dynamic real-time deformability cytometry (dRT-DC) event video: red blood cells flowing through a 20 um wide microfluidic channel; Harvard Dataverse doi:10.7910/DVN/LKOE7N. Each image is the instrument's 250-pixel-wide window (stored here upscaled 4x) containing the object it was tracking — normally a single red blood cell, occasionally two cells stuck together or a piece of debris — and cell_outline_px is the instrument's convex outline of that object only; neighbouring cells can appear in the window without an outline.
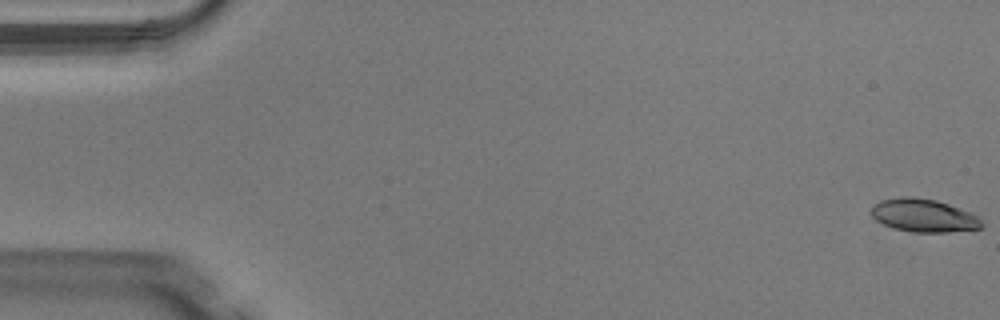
{"species": "Egyptian fruit bat (a non-hibernating species)", "species_latin": "Rousettus aegyptiacus", "temperature_condition": "warm", "stored_images_in_passage": 50, "camera_frame_rate_fps": 3000, "um_per_image_px": 0.085, "animal": {"sex": "male"}, "frame": {"image": 1, "passage_image": 1, "time_ms": 0.0, "image_size_px": [1000, 320], "cell_outline_px": [[984, 224], [980, 228], [944, 232], [912, 232], [892, 228], [876, 220], [872, 216], [872, 208], [880, 200], [900, 196], [912, 196], [936, 200], [948, 204], [980, 216]], "centroid_in_image_um": [78.52, 18.31], "position_along_channel_um": 6.5, "area_um2": 21.27}}
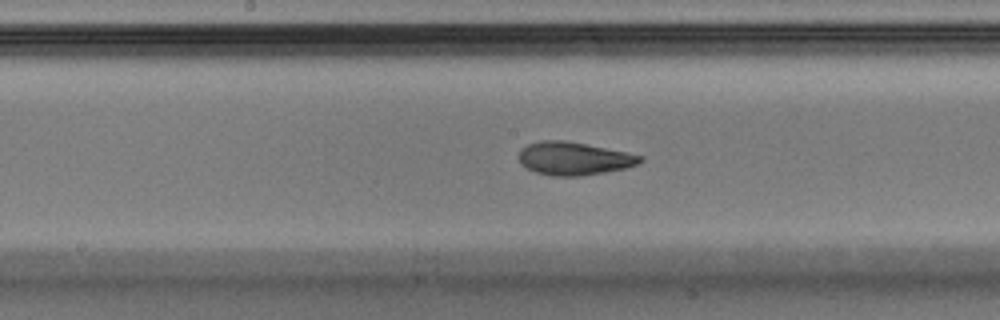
{"frame": {"image": 2, "passage_image": 26, "time_ms": 8.333, "image_size_px": [1000, 320], "cell_outline_px": [[644, 160], [636, 164], [624, 168], [604, 172], [580, 176], [552, 176], [536, 172], [520, 164], [520, 148], [528, 144], [540, 140], [564, 140], [644, 156]], "centroid_in_image_um": [48.75, 13.47], "position_along_channel_um": 199.5, "area_um2": 23.06}}
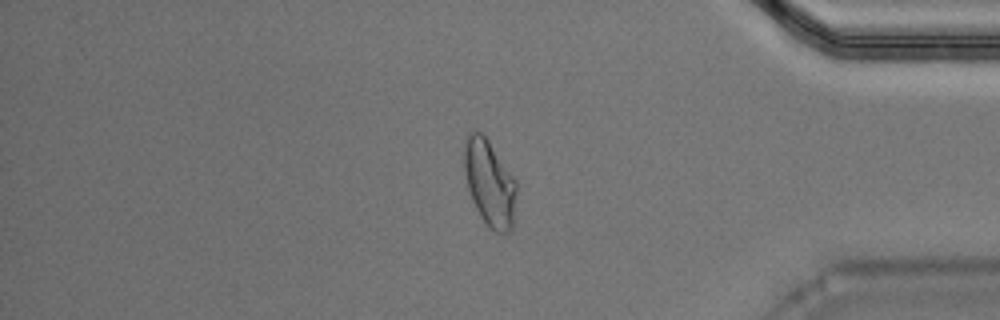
{"frame": {"image": 3, "passage_image": 42, "time_ms": 13.667, "image_size_px": [1000, 320], "cell_outline_px": [[516, 192], [512, 228], [508, 232], [496, 232], [488, 228], [480, 216], [472, 200], [468, 188], [464, 172], [464, 140], [468, 132], [472, 128], [476, 128], [484, 132], [516, 180]], "centroid_in_image_um": [41.58, 15.47], "position_along_channel_um": 393.6, "area_um2": 26.82}, "authors_computed_cell_mechanics": {"area_um2": 22.9755, "velocity_mm_per_s": 4.1306, "shape_relaxation_time_tau1_ms": 5.2612, "shape_relaxation_time_tau2_ms": 1.6523, "deformation_change_tau1": 0.1927, "deformation_change_tau2": 0.0818}}